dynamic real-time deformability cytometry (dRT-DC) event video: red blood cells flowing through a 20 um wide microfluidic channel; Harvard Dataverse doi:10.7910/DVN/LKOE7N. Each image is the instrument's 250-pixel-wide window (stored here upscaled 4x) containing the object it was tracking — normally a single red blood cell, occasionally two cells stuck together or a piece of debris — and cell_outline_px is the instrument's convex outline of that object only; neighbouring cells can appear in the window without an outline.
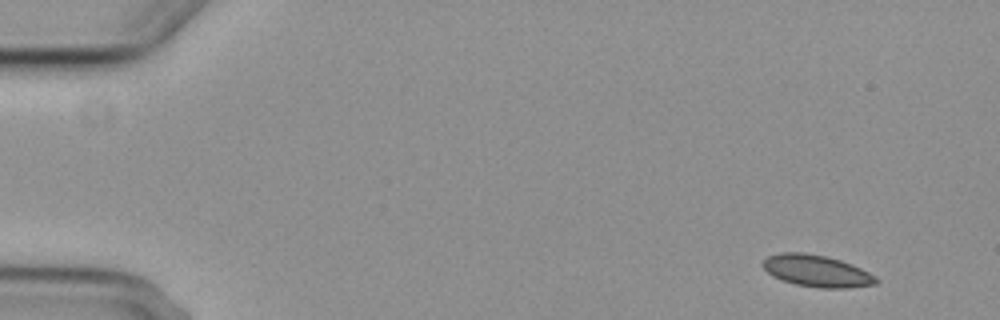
{"species": "common noctule bat (a hibernating species)", "species_latin": "Nyctalus noctula", "temperature_condition": "cold", "stored_images_in_passage": 4, "camera_frame_rate_fps": 3000, "um_per_image_px": 0.085, "animal": {"sex": "female", "body_mass_g": 29.2, "forearm_length_mm": 56.3}, "frame": {"image": 1, "passage_image": 1, "time_ms": 0.0, "image_size_px": [1000, 320], "cell_outline_px": [[880, 280], [876, 284], [848, 288], [820, 288], [796, 284], [772, 276], [760, 264], [768, 256], [780, 252], [804, 252], [828, 256], [852, 264], [876, 276]], "centroid_in_image_um": [69.43, 23.02], "position_along_channel_um": 15.6, "area_um2": 21.1}}
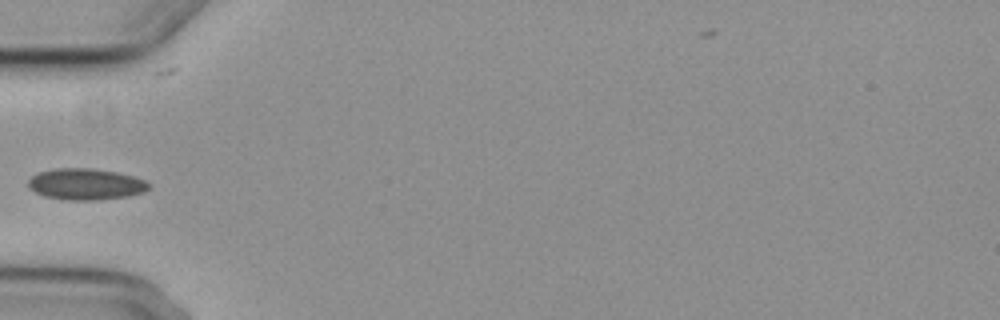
{"frame": {"image": 2, "passage_image": 4, "time_ms": 5.0, "image_size_px": [1000, 320], "cell_outline_px": [[152, 188], [144, 192], [128, 196], [100, 200], [64, 200], [44, 196], [28, 188], [28, 180], [36, 172], [52, 168], [92, 168], [116, 172], [132, 176], [144, 180], [152, 184]], "centroid_in_image_um": [7.28, 15.65], "position_along_channel_um": 77.7, "area_um2": 22.37}}